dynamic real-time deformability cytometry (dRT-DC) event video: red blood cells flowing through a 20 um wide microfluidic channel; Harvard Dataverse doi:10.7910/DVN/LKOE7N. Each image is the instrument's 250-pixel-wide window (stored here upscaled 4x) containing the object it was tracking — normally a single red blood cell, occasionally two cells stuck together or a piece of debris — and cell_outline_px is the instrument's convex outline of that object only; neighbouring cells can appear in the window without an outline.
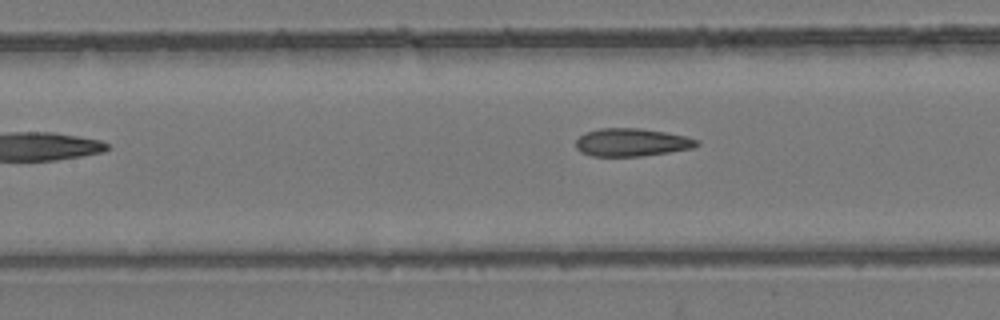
{"species": "common noctule bat (a hibernating species)", "species_latin": "Nyctalus noctula", "temperature_condition": "room temperature", "stored_images_in_passage": 8, "camera_frame_rate_fps": 3000, "um_per_image_px": 0.085, "animal": {"sex": "female", "body_mass_g": 24.6, "forearm_length_mm": 56.2}, "frame": {"image": 1, "passage_image": 6, "time_ms": 7.0, "image_size_px": [1000, 320], "cell_outline_px": [[700, 144], [692, 148], [668, 152], [640, 156], [592, 156], [580, 152], [576, 148], [576, 140], [584, 132], [600, 128], [640, 128], [688, 136], [700, 140]], "centroid_in_image_um": [53.69, 12.09], "position_along_channel_um": 153.7, "area_um2": 19.77}}
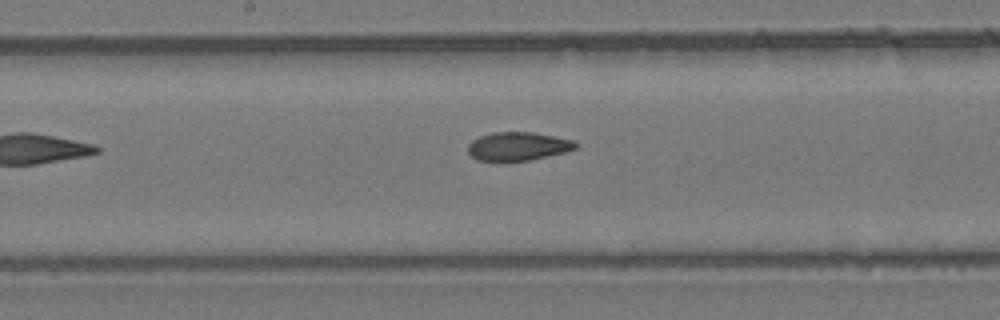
{"frame": {"image": 2, "passage_image": 8, "time_ms": 9.333, "image_size_px": [1000, 320], "cell_outline_px": [[576, 148], [564, 152], [528, 160], [476, 160], [468, 152], [468, 144], [472, 140], [480, 136], [492, 132], [532, 132], [572, 140], [576, 144]], "centroid_in_image_um": [43.98, 12.42], "position_along_channel_um": 204.2, "area_um2": 17.46}}